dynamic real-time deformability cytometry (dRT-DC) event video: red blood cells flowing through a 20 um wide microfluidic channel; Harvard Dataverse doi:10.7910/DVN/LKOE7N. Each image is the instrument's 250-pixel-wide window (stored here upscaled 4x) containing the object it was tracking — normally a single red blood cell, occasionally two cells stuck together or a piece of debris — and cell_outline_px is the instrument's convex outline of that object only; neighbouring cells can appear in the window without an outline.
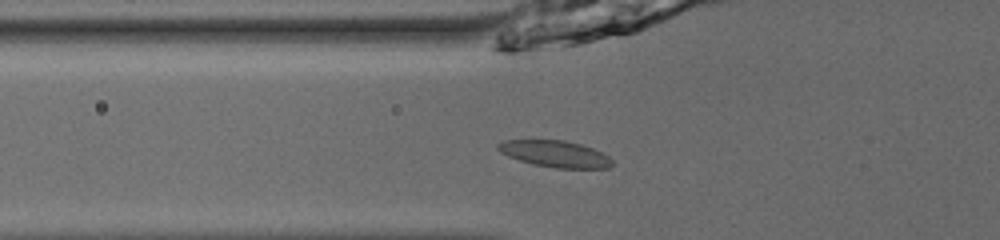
{"species": "common noctule bat (a hibernating species)", "species_latin": "Nyctalus noctula", "temperature_condition": "room temperature", "stored_images_in_passage": 37, "camera_frame_rate_fps": 3000, "um_per_image_px": 0.085, "animal": {"sex": "male", "body_mass_g": 13.0, "forearm_length_mm": 53.1}, "frame": {"image": 1, "passage_image": 5, "time_ms": 1.333, "image_size_px": [1000, 240], "cell_outline_px": [[612, 164], [608, 168], [556, 168], [532, 164], [508, 156], [500, 152], [496, 148], [496, 144], [504, 140], [564, 140], [580, 144], [592, 148], [608, 156], [612, 160]], "centroid_in_image_um": [47.15, 13.07], "position_along_channel_um": 78.7, "area_um2": 17.57}}
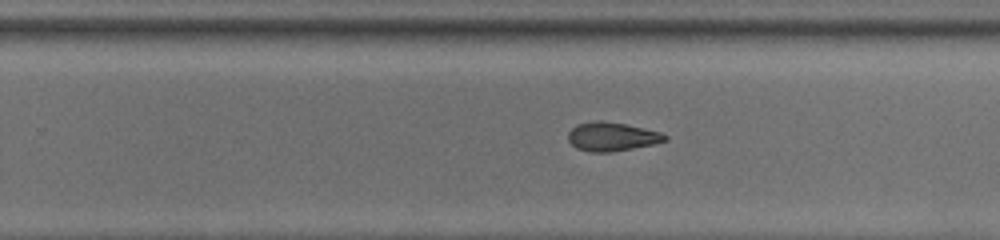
{"frame": {"image": 2, "passage_image": 20, "time_ms": 6.333, "image_size_px": [1000, 240], "cell_outline_px": [[668, 140], [652, 144], [612, 152], [592, 152], [576, 148], [568, 140], [568, 132], [576, 124], [596, 120], [600, 120], [624, 124], [660, 132], [668, 136]], "centroid_in_image_um": [51.98, 11.61], "position_along_channel_um": 277.8, "area_um2": 16.13}}
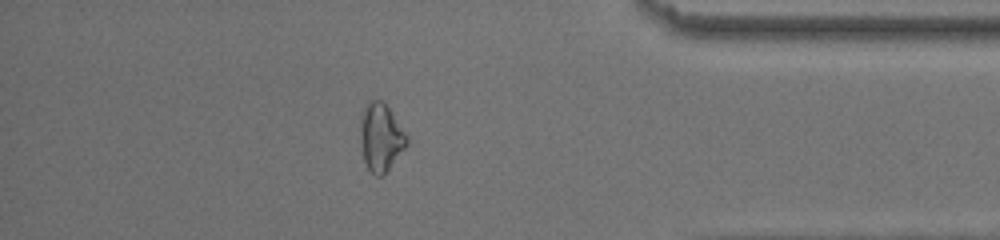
{"frame": {"image": 3, "passage_image": 31, "time_ms": 10.0, "image_size_px": [1000, 240], "cell_outline_px": [[408, 144], [384, 176], [376, 176], [368, 168], [364, 160], [360, 140], [360, 116], [364, 104], [368, 100], [380, 100], [388, 108], [408, 136]], "centroid_in_image_um": [32.35, 11.67], "position_along_channel_um": 402.8, "area_um2": 18.5}, "authors_computed_cell_mechanics": {"area_um2": 16.6464, "velocity_mm_per_s": 3.9564, "shape_relaxation_time_tau1_ms": 11.2368, "shape_relaxation_time_tau2_ms": 2.3581, "deformation_change_tau1": 0.2435, "deformation_change_tau2": 0.094}}